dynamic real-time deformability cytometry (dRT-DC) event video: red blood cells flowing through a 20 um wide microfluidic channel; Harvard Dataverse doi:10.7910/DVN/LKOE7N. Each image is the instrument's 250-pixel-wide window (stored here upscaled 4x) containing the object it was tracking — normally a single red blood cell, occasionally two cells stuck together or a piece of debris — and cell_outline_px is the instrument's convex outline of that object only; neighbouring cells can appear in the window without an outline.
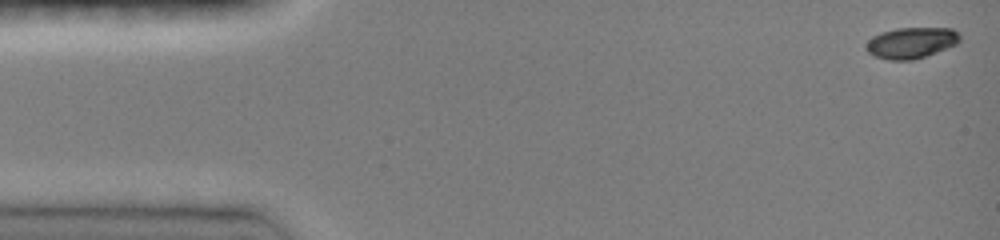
{"species": "common noctule bat (a hibernating species)", "species_latin": "Nyctalus noctula", "temperature_condition": "room temperature", "stored_images_in_passage": 11, "camera_frame_rate_fps": 3000, "um_per_image_px": 0.085, "animal": {"sex": "female", "body_mass_g": 19.0, "forearm_length_mm": 51.5}, "frame": {"image": 1, "passage_image": 1, "time_ms": 0.0, "image_size_px": [1000, 240], "cell_outline_px": [[960, 40], [956, 44], [936, 52], [912, 60], [888, 60], [876, 56], [868, 52], [864, 48], [864, 44], [872, 36], [880, 32], [896, 28], [952, 28], [960, 36]], "centroid_in_image_um": [77.4, 3.63], "position_along_channel_um": 7.6, "area_um2": 16.94}}
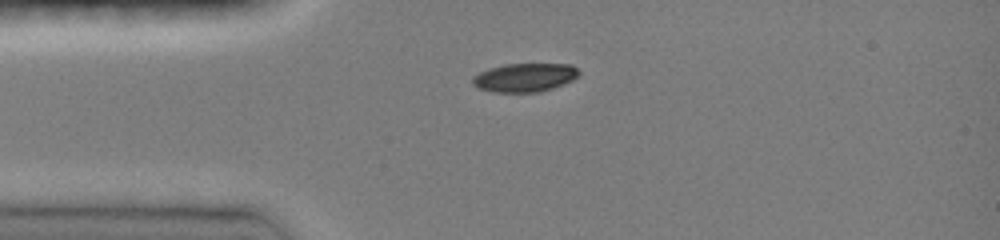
{"frame": {"image": 2, "passage_image": 5, "time_ms": 1.333, "image_size_px": [1000, 240], "cell_outline_px": [[580, 76], [572, 80], [552, 88], [540, 92], [492, 92], [480, 88], [472, 84], [472, 76], [488, 68], [504, 64], [572, 64], [580, 72]], "centroid_in_image_um": [44.6, 6.58], "position_along_channel_um": 40.4, "area_um2": 17.8}}